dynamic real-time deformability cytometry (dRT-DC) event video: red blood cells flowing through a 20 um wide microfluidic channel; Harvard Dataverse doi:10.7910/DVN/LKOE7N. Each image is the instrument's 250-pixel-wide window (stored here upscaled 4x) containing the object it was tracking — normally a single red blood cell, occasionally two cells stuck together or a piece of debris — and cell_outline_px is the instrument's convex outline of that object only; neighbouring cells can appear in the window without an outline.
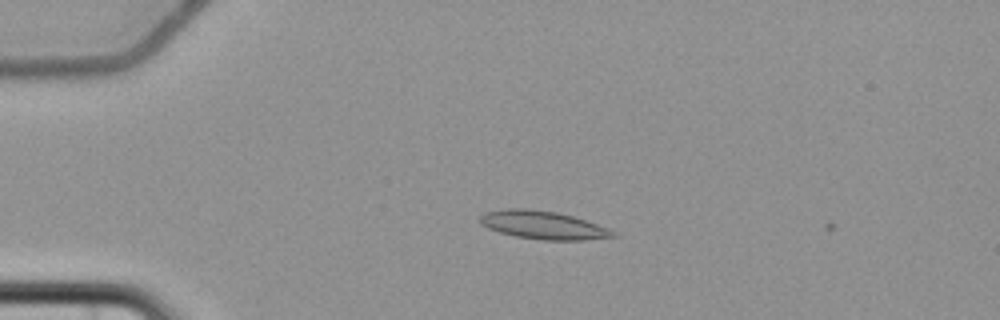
{"species": "common noctule bat (a hibernating species)", "species_latin": "Nyctalus noctula", "temperature_condition": "cold", "stored_images_in_passage": 5, "camera_frame_rate_fps": 3000, "um_per_image_px": 0.085, "animal": {"sex": "female", "body_mass_g": 22.7, "forearm_length_mm": 54.2}, "frame": {"image": 1, "passage_image": 4, "time_ms": 4.667, "image_size_px": [1000, 320], "cell_outline_px": [[616, 236], [584, 240], [544, 240], [516, 236], [500, 232], [488, 228], [480, 224], [480, 216], [484, 212], [508, 208], [528, 208], [556, 212], [572, 216], [608, 228], [616, 232]], "centroid_in_image_um": [46.13, 19.12], "position_along_channel_um": 38.9, "area_um2": 21.68}}